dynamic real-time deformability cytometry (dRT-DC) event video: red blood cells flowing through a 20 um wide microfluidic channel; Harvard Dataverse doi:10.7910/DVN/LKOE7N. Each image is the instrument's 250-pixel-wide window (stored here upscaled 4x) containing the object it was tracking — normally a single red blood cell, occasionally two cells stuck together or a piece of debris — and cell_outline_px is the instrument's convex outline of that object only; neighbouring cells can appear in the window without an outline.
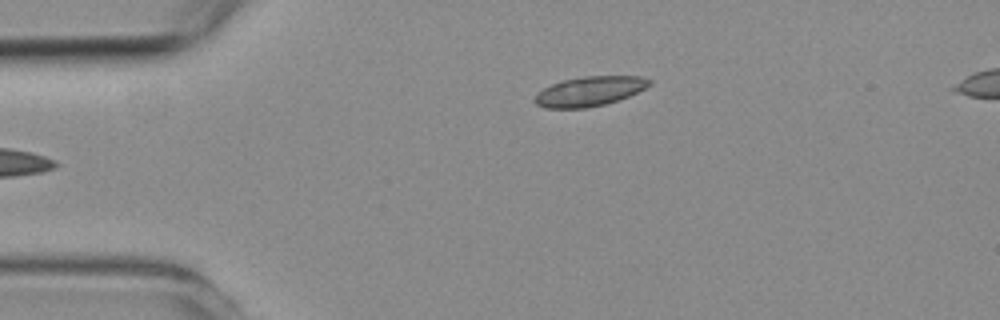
{"species": "common noctule bat (a hibernating species)", "species_latin": "Nyctalus noctula", "temperature_condition": "room temperature", "stored_images_in_passage": 4, "camera_frame_rate_fps": 3000, "um_per_image_px": 0.085, "animal": {"sex": "female", "body_mass_g": 19.3, "forearm_length_mm": 54.1}, "frame": {"image": 1, "passage_image": 4, "time_ms": 3.333, "image_size_px": [1000, 320], "cell_outline_px": [[652, 84], [628, 96], [604, 104], [588, 108], [544, 108], [536, 104], [536, 96], [544, 88], [552, 84], [564, 80], [584, 76], [640, 76], [652, 80]], "centroid_in_image_um": [50.13, 7.75], "position_along_channel_um": 34.9, "area_um2": 19.48}}